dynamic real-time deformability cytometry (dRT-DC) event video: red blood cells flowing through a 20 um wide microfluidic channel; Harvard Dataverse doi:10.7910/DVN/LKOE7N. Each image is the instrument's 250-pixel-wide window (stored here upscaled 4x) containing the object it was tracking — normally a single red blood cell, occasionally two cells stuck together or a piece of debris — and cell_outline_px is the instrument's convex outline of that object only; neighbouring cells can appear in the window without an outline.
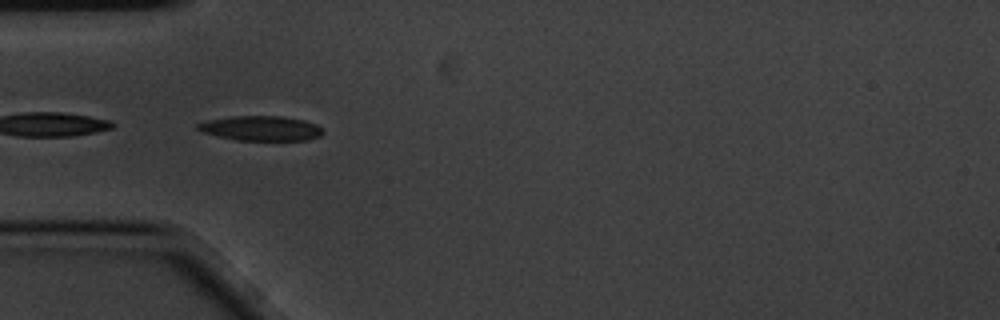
{"species": "common noctule bat (a hibernating species)", "species_latin": "Nyctalus noctula", "temperature_condition": "cold", "stored_images_in_passage": 9, "camera_frame_rate_fps": 3000, "um_per_image_px": 0.085, "animal": {"sex": "male", "body_mass_g": 20.1, "forearm_length_mm": 53.5}, "frame": {"image": 1, "passage_image": 4, "time_ms": 1.0, "image_size_px": [1000, 320], "cell_outline_px": [[324, 132], [320, 136], [308, 140], [236, 140], [204, 132], [196, 128], [196, 124], [208, 120], [232, 116], [284, 116], [304, 120], [316, 124]], "centroid_in_image_um": [22.21, 10.9], "position_along_channel_um": 62.8, "area_um2": 17.98}}
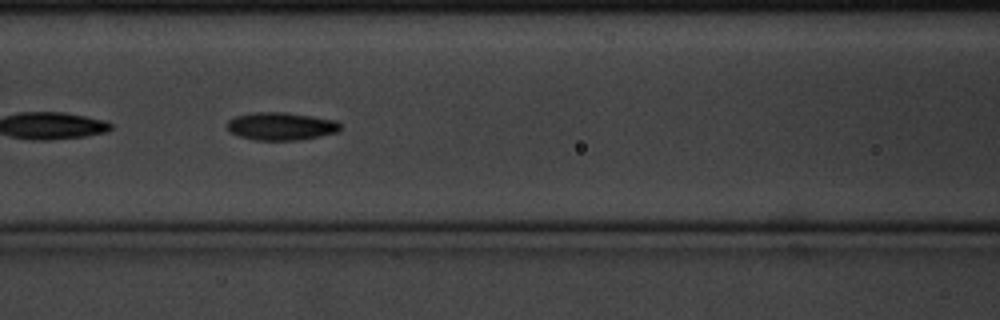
{"frame": {"image": 2, "passage_image": 6, "time_ms": 1.667, "image_size_px": [1000, 320], "cell_outline_px": [[340, 128], [336, 132], [320, 136], [300, 140], [252, 140], [240, 136], [232, 132], [228, 128], [228, 120], [236, 116], [252, 112], [284, 112], [312, 116], [336, 120], [340, 124]], "centroid_in_image_um": [23.89, 10.73], "position_along_channel_um": 142.7, "area_um2": 18.26}}